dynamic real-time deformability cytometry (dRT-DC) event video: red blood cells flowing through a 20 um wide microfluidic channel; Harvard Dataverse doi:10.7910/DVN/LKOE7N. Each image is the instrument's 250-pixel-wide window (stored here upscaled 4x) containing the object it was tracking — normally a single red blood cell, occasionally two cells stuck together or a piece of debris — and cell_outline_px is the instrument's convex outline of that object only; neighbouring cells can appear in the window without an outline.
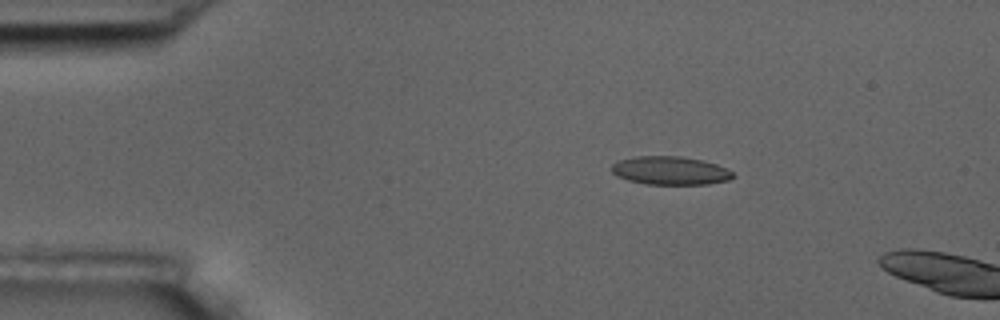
{"species": "common noctule bat (a hibernating species)", "species_latin": "Nyctalus noctula", "temperature_condition": "room temperature", "stored_images_in_passage": 5, "camera_frame_rate_fps": 3000, "um_per_image_px": 0.085, "animal": {"sex": "male", "body_mass_g": 17.5, "forearm_length_mm": 52.3}, "frame": {"image": 1, "passage_image": 3, "time_ms": 2.333, "image_size_px": [1000, 320], "cell_outline_px": [[736, 176], [728, 180], [708, 184], [644, 184], [628, 180], [616, 176], [612, 172], [612, 164], [620, 160], [632, 156], [680, 156], [700, 160], [716, 164], [732, 172]], "centroid_in_image_um": [56.94, 14.5], "position_along_channel_um": 28.1, "area_um2": 20.0}}